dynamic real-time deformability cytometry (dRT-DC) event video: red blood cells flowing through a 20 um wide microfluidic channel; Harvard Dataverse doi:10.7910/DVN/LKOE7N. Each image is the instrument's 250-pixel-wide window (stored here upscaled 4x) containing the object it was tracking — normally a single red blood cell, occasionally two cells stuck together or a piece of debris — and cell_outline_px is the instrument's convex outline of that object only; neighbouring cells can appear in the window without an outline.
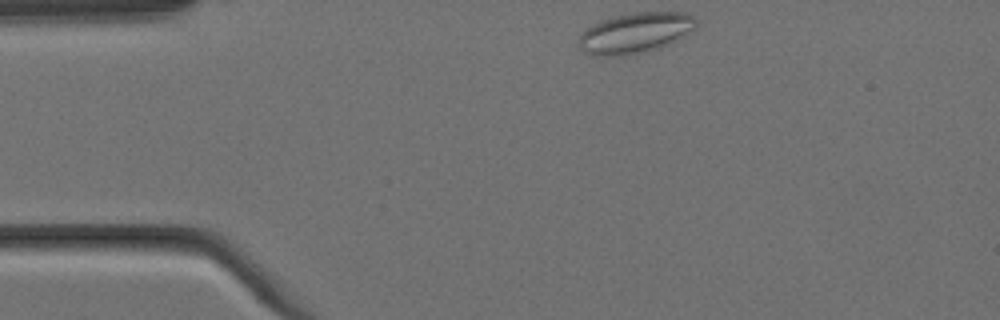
{"species": "Egyptian fruit bat (a non-hibernating species)", "species_latin": "Rousettus aegyptiacus", "temperature_condition": "cold", "stored_images_in_passage": 3, "camera_frame_rate_fps": 3000, "um_per_image_px": 0.085, "animal": {"sex": "female"}, "frame": {"image": 1, "passage_image": 1, "time_ms": 0.0, "image_size_px": [1000, 320], "cell_outline_px": [[700, 20], [696, 28], [676, 40], [668, 44], [656, 48], [624, 56], [592, 56], [584, 52], [580, 48], [580, 32], [584, 28], [600, 20], [612, 16], [632, 12], [688, 12]], "centroid_in_image_um": [53.99, 2.77], "position_along_channel_um": 31.0, "area_um2": 28.09}}